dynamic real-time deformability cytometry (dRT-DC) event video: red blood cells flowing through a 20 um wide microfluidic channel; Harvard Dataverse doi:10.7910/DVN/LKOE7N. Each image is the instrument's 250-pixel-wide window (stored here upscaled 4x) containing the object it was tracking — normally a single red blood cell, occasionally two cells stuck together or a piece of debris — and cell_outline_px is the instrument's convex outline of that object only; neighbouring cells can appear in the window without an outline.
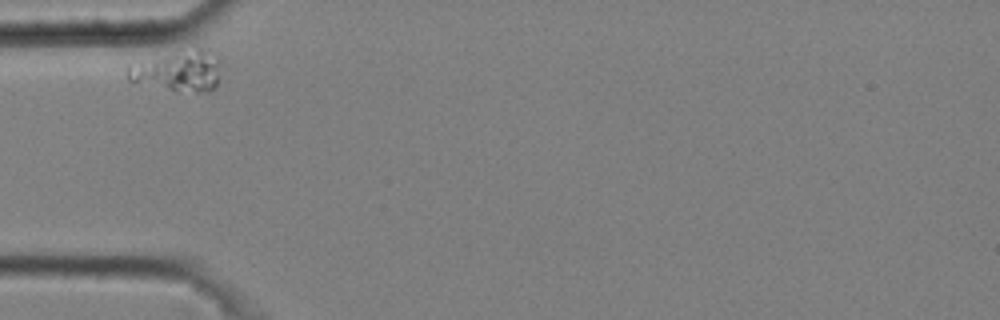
{"species": "common noctule bat (a hibernating species)", "species_latin": "Nyctalus noctula", "temperature_condition": "cold", "stored_images_in_passage": 3, "camera_frame_rate_fps": 3000, "um_per_image_px": 0.085, "animal": {"sex": "male", "body_mass_g": 20.4}, "frame": {"image": 1, "passage_image": 1, "time_ms": 0.0, "image_size_px": [1000, 320], "cell_outline_px": [[220, 64], [216, 84], [208, 92], [176, 92], [128, 80], [128, 64], [196, 48], [204, 48], [220, 52]], "centroid_in_image_um": [15.22, 6.03], "position_along_channel_um": 69.8, "area_um2": 22.25}}
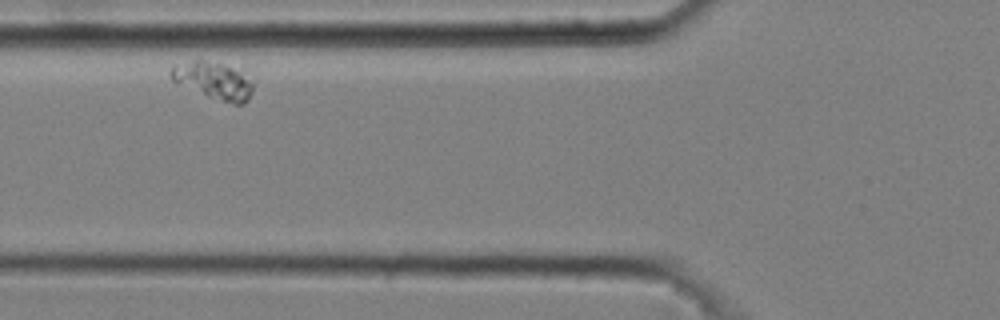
{"frame": {"image": 2, "passage_image": 2, "time_ms": 0.333, "image_size_px": [1000, 320], "cell_outline_px": [[252, 92], [248, 100], [244, 104], [236, 104], [208, 96], [176, 84], [172, 80], [168, 72], [176, 64], [192, 60], [204, 60], [220, 64], [232, 68], [252, 84]], "centroid_in_image_um": [18.05, 6.86], "position_along_channel_um": 107.7, "area_um2": 17.17}}